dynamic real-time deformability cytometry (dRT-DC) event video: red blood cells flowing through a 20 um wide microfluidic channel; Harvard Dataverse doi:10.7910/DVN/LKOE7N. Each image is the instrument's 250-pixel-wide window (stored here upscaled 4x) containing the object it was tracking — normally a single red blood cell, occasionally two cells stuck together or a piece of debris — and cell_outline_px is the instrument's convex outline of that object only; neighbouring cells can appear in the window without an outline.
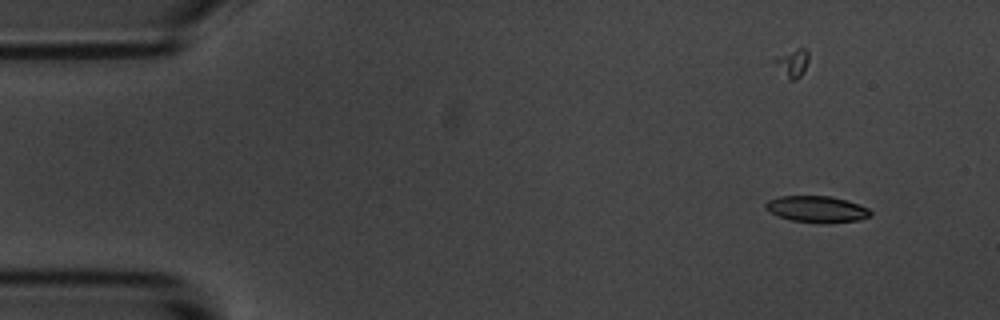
{"species": "common noctule bat (a hibernating species)", "species_latin": "Nyctalus noctula", "temperature_condition": "room temperature", "stored_images_in_passage": 5, "camera_frame_rate_fps": 3000, "um_per_image_px": 0.085, "animal": {"sex": "male", "body_mass_g": 20.1, "forearm_length_mm": 53.5}, "frame": {"image": 1, "passage_image": 1, "time_ms": 0.0, "image_size_px": [1000, 320], "cell_outline_px": [[872, 216], [860, 220], [792, 220], [780, 216], [764, 208], [764, 204], [768, 200], [780, 196], [832, 196], [868, 208], [872, 212]], "centroid_in_image_um": [69.4, 17.72], "position_along_channel_um": 15.6, "area_um2": 15.14}}